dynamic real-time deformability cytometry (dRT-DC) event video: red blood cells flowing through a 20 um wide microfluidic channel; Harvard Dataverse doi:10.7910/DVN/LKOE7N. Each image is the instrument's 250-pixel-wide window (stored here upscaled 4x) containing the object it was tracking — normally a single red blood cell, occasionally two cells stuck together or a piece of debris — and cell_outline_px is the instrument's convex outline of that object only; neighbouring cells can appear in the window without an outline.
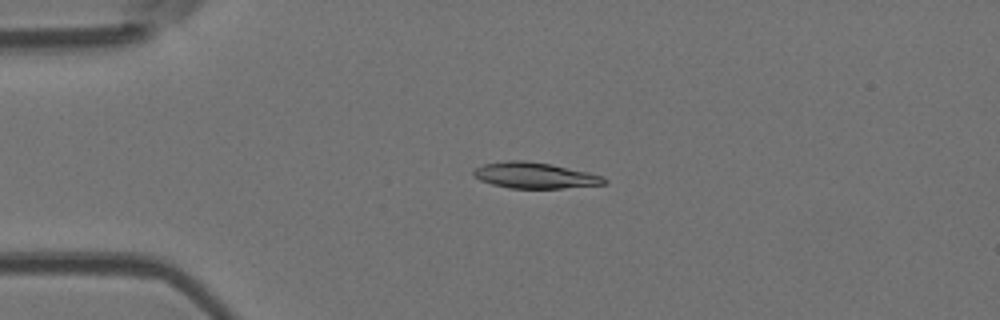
{"species": "Egyptian fruit bat (a non-hibernating species)", "species_latin": "Rousettus aegyptiacus", "temperature_condition": "room temperature", "stored_images_in_passage": 4, "camera_frame_rate_fps": 3000, "um_per_image_px": 0.085, "animal": {"sex": "female"}, "frame": {"image": 1, "passage_image": 3, "time_ms": 2.333, "image_size_px": [1000, 320], "cell_outline_px": [[608, 180], [604, 184], [564, 188], [508, 188], [492, 184], [480, 180], [472, 172], [476, 168], [484, 164], [508, 160], [524, 160], [552, 164], [588, 172], [604, 176]], "centroid_in_image_um": [45.48, 14.9], "position_along_channel_um": 39.5, "area_um2": 19.71}}